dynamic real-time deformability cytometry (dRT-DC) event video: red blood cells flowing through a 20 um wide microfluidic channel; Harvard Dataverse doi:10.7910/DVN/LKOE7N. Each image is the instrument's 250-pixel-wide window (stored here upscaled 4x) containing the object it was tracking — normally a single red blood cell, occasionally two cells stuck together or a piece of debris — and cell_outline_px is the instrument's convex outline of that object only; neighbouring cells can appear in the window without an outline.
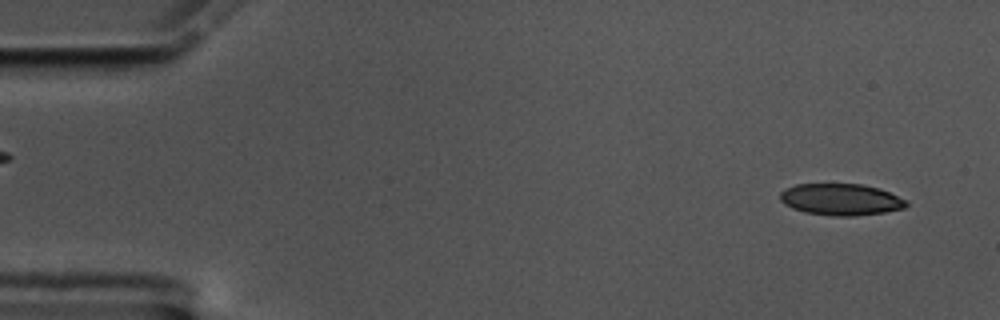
{"species": "common noctule bat (a hibernating species)", "species_latin": "Nyctalus noctula", "temperature_condition": "cold", "stored_images_in_passage": 56, "camera_frame_rate_fps": 3000, "um_per_image_px": 0.085, "animal": {"sex": "male", "body_mass_g": 17.5, "forearm_length_mm": 52.3}, "frame": {"image": 1, "passage_image": 3, "time_ms": 0.667, "image_size_px": [1000, 320], "cell_outline_px": [[908, 204], [904, 208], [884, 212], [852, 216], [832, 216], [804, 212], [792, 208], [784, 204], [780, 200], [780, 192], [784, 188], [796, 184], [860, 184], [880, 188], [908, 200]], "centroid_in_image_um": [71.46, 16.95], "position_along_channel_um": 13.5, "area_um2": 23.41}}
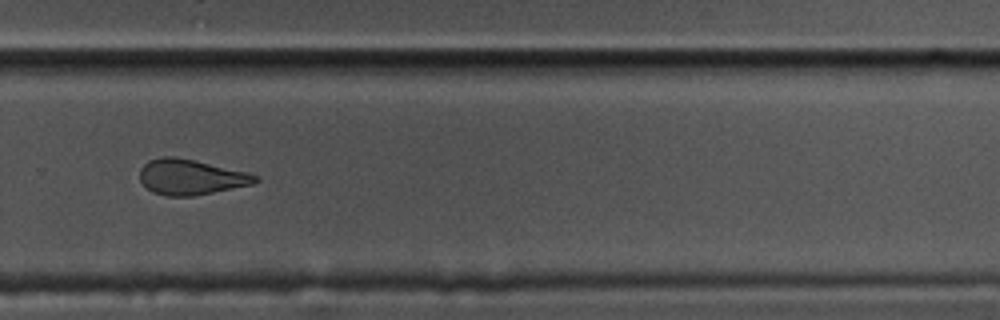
{"frame": {"image": 2, "passage_image": 38, "time_ms": 12.333, "image_size_px": [1000, 320], "cell_outline_px": [[260, 180], [252, 184], [192, 196], [168, 196], [152, 192], [140, 180], [140, 168], [148, 160], [160, 156], [172, 156], [196, 160], [248, 172], [260, 176]], "centroid_in_image_um": [16.22, 15.03], "position_along_channel_um": 313.6, "area_um2": 23.87}}
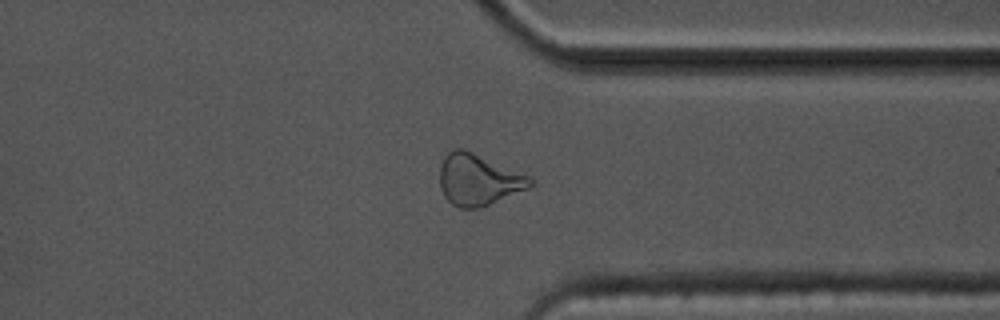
{"frame": {"image": 3, "passage_image": 43, "time_ms": 14.0, "image_size_px": [1000, 320], "cell_outline_px": [[536, 184], [528, 188], [488, 204], [476, 208], [460, 208], [452, 204], [444, 196], [440, 188], [440, 164], [444, 156], [452, 148], [464, 148], [528, 176]], "centroid_in_image_um": [40.61, 15.26], "position_along_channel_um": 370.8, "area_um2": 26.76}, "authors_computed_cell_mechanics": {"area_um2": 24.7673, "velocity_mm_per_s": 3.5193, "shape_relaxation_time_tau1_ms": null, "shape_relaxation_time_tau2_ms": 2.8985, "deformation_change_tau1": null, "deformation_change_tau2": 0.0994}}